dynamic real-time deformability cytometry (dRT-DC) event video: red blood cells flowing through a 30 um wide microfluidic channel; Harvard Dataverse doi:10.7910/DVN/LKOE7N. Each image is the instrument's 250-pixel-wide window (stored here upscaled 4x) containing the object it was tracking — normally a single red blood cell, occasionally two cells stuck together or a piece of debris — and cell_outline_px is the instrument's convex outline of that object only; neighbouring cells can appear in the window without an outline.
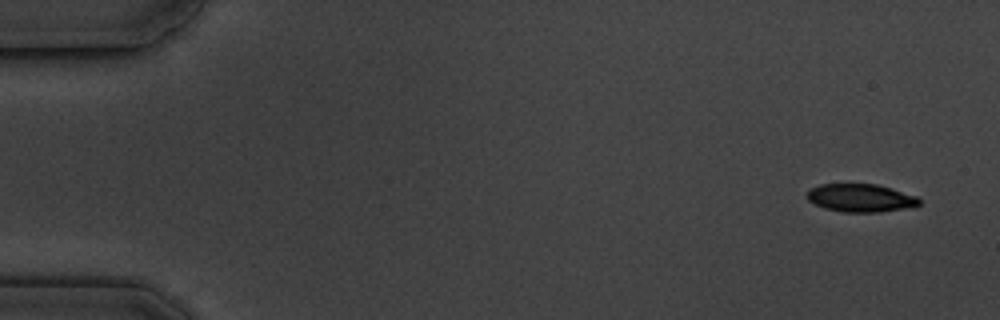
{"species": "common noctule bat (a hibernating species)", "species_latin": "Nyctalus noctula", "temperature_condition": "cold", "stored_images_in_passage": 5, "camera_frame_rate_fps": 3000, "um_per_image_px": 0.085, "animal": {"sex": "male", "body_mass_g": 19.5, "forearm_length_mm": 54.6}, "frame": {"image": 1, "passage_image": 1, "time_ms": 0.0, "image_size_px": [1000, 320], "cell_outline_px": [[920, 204], [916, 208], [880, 212], [844, 212], [824, 208], [808, 200], [808, 188], [820, 184], [876, 184], [892, 188], [916, 196], [920, 200]], "centroid_in_image_um": [73.2, 16.83], "position_along_channel_um": 11.8, "area_um2": 18.55}}
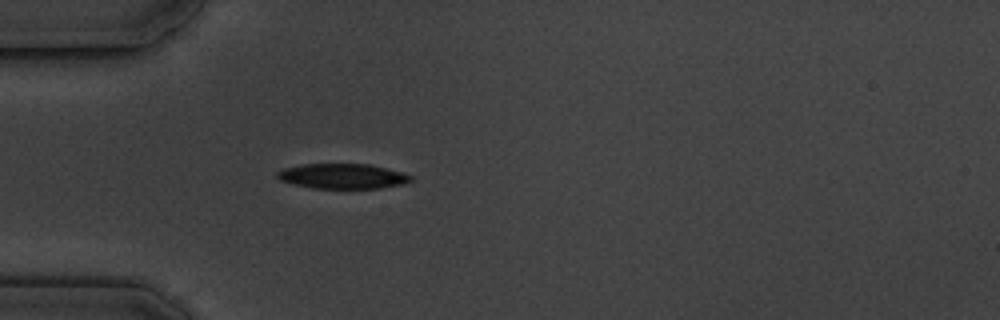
{"frame": {"image": 2, "passage_image": 5, "time_ms": 4.667, "image_size_px": [1000, 320], "cell_outline_px": [[412, 180], [400, 184], [380, 188], [312, 188], [280, 180], [276, 176], [276, 172], [284, 168], [304, 164], [368, 164], [400, 172], [412, 176]], "centroid_in_image_um": [29.08, 14.97], "position_along_channel_um": 55.9, "area_um2": 19.13}}